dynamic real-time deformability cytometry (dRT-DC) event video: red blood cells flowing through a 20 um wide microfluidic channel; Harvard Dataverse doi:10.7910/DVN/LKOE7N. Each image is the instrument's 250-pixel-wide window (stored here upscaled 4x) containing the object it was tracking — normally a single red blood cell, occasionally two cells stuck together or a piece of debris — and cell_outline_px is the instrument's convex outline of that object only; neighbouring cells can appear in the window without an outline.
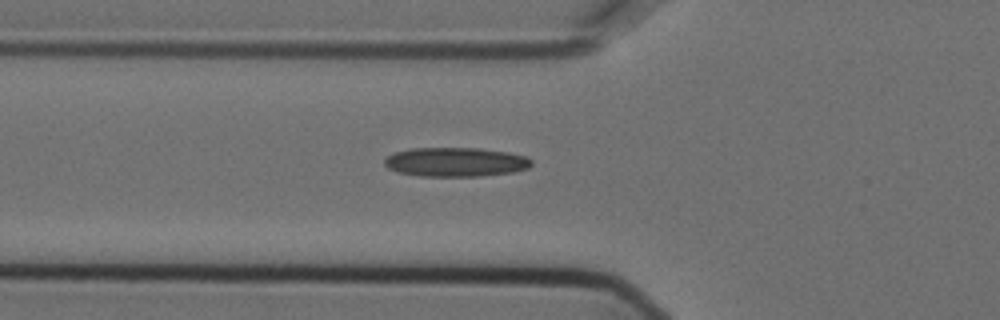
{"species": "Egyptian fruit bat (a non-hibernating species)", "species_latin": "Rousettus aegyptiacus", "temperature_condition": "cold", "stored_images_in_passage": 38, "camera_frame_rate_fps": 3000, "um_per_image_px": 0.085, "animal": {"sex": "female"}, "frame": {"image": 1, "passage_image": 2, "time_ms": 0.333, "image_size_px": [1000, 320], "cell_outline_px": [[532, 164], [528, 168], [512, 172], [480, 176], [420, 176], [396, 172], [388, 168], [384, 164], [384, 160], [388, 156], [396, 152], [412, 148], [476, 148], [508, 152], [524, 156], [532, 160]], "centroid_in_image_um": [38.71, 13.77], "position_along_channel_um": 87.1, "area_um2": 24.91}}
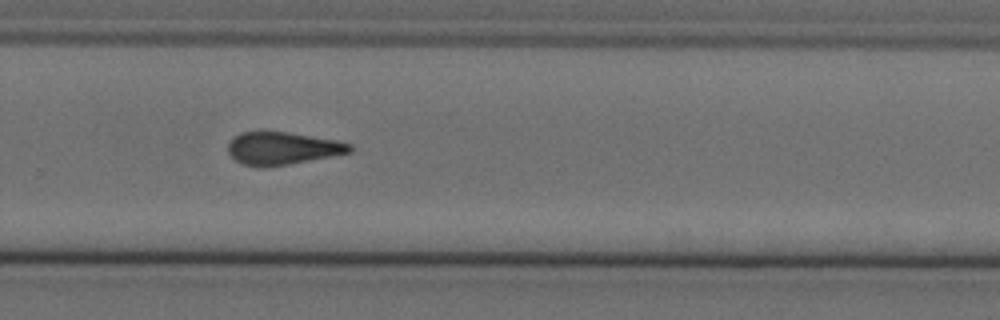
{"frame": {"image": 2, "passage_image": 20, "time_ms": 6.333, "image_size_px": [1000, 320], "cell_outline_px": [[352, 152], [332, 156], [268, 168], [260, 168], [244, 164], [236, 160], [228, 152], [228, 144], [240, 132], [288, 132], [336, 140], [352, 144]], "centroid_in_image_um": [24.02, 12.62], "position_along_channel_um": 305.8, "area_um2": 23.12}}
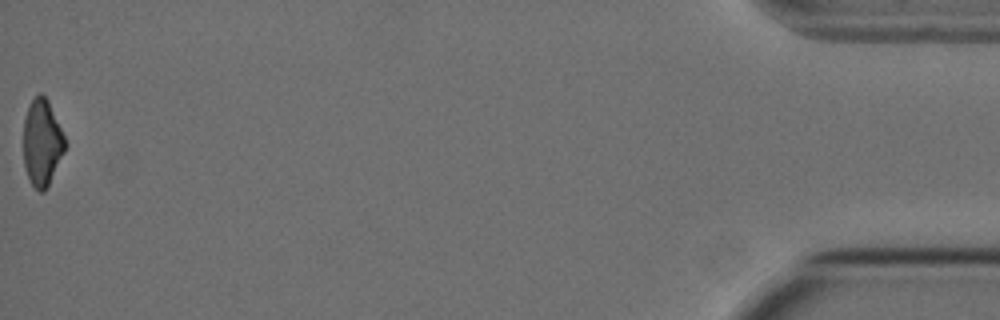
{"frame": {"image": 3, "passage_image": 38, "time_ms": 12.333, "image_size_px": [1000, 320], "cell_outline_px": [[64, 152], [44, 192], [40, 192], [32, 184], [28, 176], [24, 164], [24, 120], [28, 108], [32, 100], [40, 92], [48, 100], [64, 136]], "centroid_in_image_um": [3.56, 12.11], "position_along_channel_um": 431.6, "area_um2": 20.35}, "authors_computed_cell_mechanics": {"area_um2": 23.3512, "velocity_mm_per_s": 3.6357, "shape_relaxation_time_tau1_ms": null, "shape_relaxation_time_tau2_ms": 3.0076, "deformation_change_tau1": null, "deformation_change_tau2": 0.1275}}